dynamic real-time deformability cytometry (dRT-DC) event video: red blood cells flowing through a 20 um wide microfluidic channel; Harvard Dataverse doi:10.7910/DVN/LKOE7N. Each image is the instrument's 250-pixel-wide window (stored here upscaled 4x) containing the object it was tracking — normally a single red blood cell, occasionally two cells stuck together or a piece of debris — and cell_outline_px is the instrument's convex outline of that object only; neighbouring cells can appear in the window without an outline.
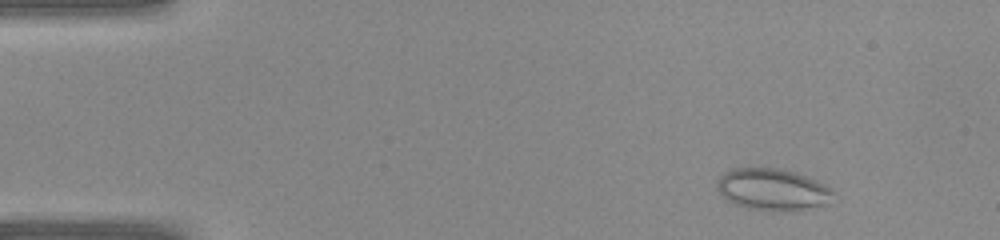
{"species": "common noctule bat (a hibernating species)", "species_latin": "Nyctalus noctula", "temperature_condition": "warm", "stored_images_in_passage": 39, "camera_frame_rate_fps": 3000, "um_per_image_px": 0.085, "animal": {"sex": "female", "body_mass_g": 22.0, "forearm_length_mm": 56.7}, "frame": {"image": 1, "passage_image": 3, "time_ms": 0.667, "image_size_px": [1000, 240], "cell_outline_px": [[832, 192], [828, 204], [792, 212], [772, 212], [748, 208], [724, 200], [720, 196], [716, 188], [716, 184], [720, 176], [724, 172], [732, 168], [776, 168], [796, 172], [816, 180], [828, 188]], "centroid_in_image_um": [65.6, 16.13], "position_along_channel_um": 19.4, "area_um2": 28.61}}
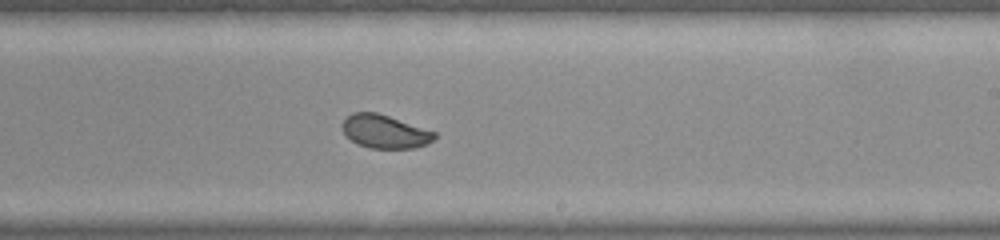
{"frame": {"image": 2, "passage_image": 23, "time_ms": 7.333, "image_size_px": [1000, 240], "cell_outline_px": [[436, 136], [428, 144], [416, 148], [368, 148], [356, 144], [344, 132], [340, 124], [352, 112], [376, 112], [436, 132]], "centroid_in_image_um": [32.7, 11.19], "position_along_channel_um": 256.3, "area_um2": 17.86}}
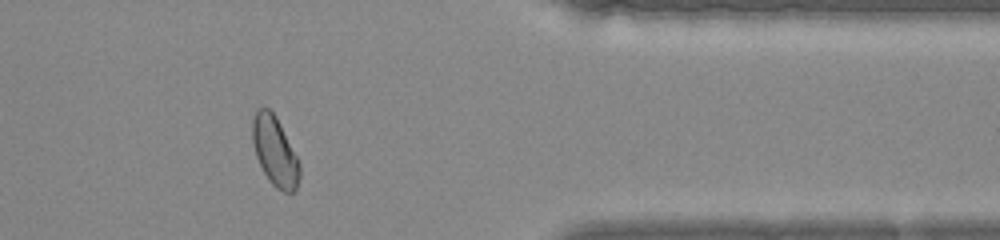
{"frame": {"image": 3, "passage_image": 32, "time_ms": 10.333, "image_size_px": [1000, 240], "cell_outline_px": [[300, 176], [296, 188], [292, 192], [284, 192], [276, 188], [268, 180], [256, 156], [252, 140], [252, 120], [256, 108], [268, 108], [276, 116], [300, 164]], "centroid_in_image_um": [23.35, 12.85], "position_along_channel_um": 388.1, "area_um2": 18.9}}